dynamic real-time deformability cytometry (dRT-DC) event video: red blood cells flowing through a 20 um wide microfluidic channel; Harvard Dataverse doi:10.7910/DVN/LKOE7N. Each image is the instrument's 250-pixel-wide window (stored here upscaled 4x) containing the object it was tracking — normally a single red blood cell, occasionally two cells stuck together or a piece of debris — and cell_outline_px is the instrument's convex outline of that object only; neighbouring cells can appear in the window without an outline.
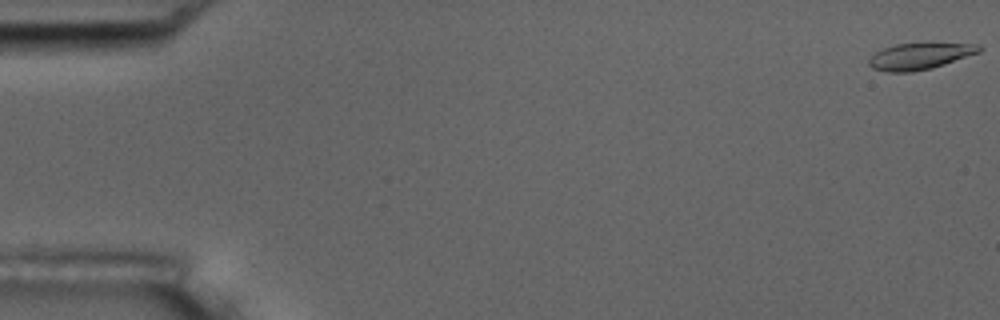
{"species": "common noctule bat (a hibernating species)", "species_latin": "Nyctalus noctula", "temperature_condition": "room temperature", "stored_images_in_passage": 9, "camera_frame_rate_fps": 3000, "um_per_image_px": 0.085, "animal": {"sex": "male", "body_mass_g": 17.5, "forearm_length_mm": 52.3}, "frame": {"image": 1, "passage_image": 1, "time_ms": 0.0, "image_size_px": [1000, 320], "cell_outline_px": [[980, 52], [932, 68], [912, 72], [888, 72], [872, 68], [868, 64], [868, 60], [876, 52], [884, 48], [896, 44], [928, 40], [980, 44]], "centroid_in_image_um": [78.23, 4.71], "position_along_channel_um": 6.8, "area_um2": 17.8}}
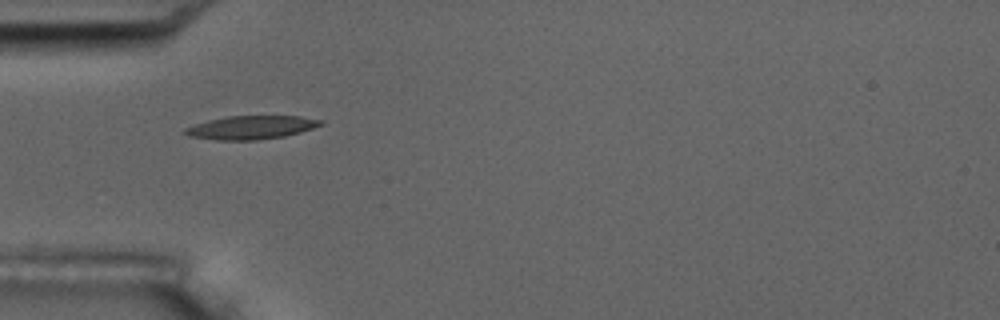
{"frame": {"image": 2, "passage_image": 6, "time_ms": 5.667, "image_size_px": [1000, 320], "cell_outline_px": [[324, 124], [300, 132], [284, 136], [256, 140], [216, 140], [188, 136], [180, 132], [184, 128], [208, 120], [228, 116], [300, 116], [324, 120]], "centroid_in_image_um": [21.32, 10.83], "position_along_channel_um": 63.7, "area_um2": 18.61}}
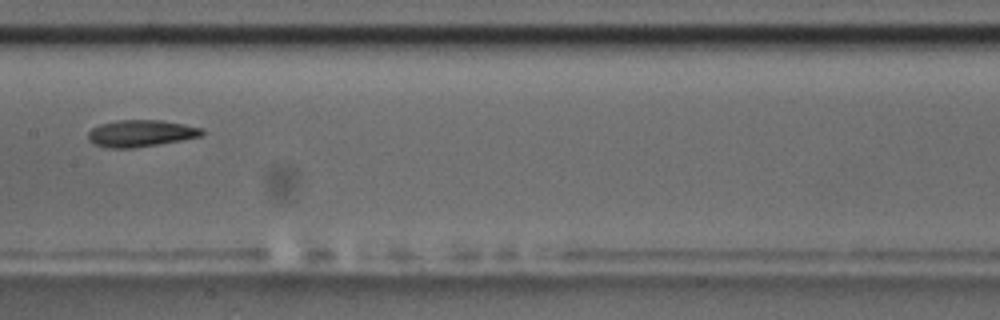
{"frame": {"image": 3, "passage_image": 9, "time_ms": 9.333, "image_size_px": [1000, 320], "cell_outline_px": [[204, 136], [132, 148], [108, 148], [92, 144], [88, 140], [88, 132], [92, 128], [100, 124], [116, 120], [160, 120], [184, 124], [200, 128], [204, 132]], "centroid_in_image_um": [11.93, 11.33], "position_along_channel_um": 195.5, "area_um2": 17.74}}